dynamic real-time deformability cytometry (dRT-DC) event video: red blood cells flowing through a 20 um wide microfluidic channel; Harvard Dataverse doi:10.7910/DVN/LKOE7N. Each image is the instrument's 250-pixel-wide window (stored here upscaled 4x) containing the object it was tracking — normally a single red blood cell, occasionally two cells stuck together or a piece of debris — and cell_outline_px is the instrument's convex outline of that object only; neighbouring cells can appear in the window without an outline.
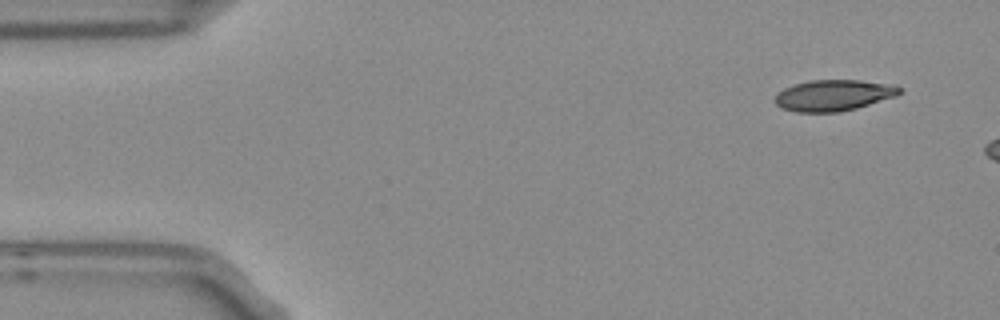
{"species": "Egyptian fruit bat (a non-hibernating species)", "species_latin": "Rousettus aegyptiacus", "temperature_condition": "room temperature", "stored_images_in_passage": 3, "camera_frame_rate_fps": 3000, "um_per_image_px": 0.085, "frame": {"image": 1, "passage_image": 1, "time_ms": 0.0, "image_size_px": [1000, 320], "cell_outline_px": [[904, 92], [896, 96], [856, 108], [840, 112], [796, 112], [784, 108], [776, 104], [776, 96], [784, 88], [796, 84], [812, 80], [860, 80], [896, 84]], "centroid_in_image_um": [70.93, 8.09], "position_along_channel_um": 14.1, "area_um2": 22.48}}